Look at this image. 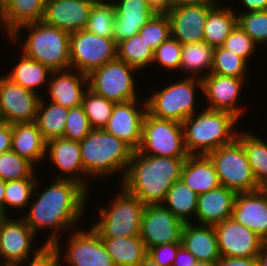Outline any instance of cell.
<instances>
[{"label":"cell","mask_w":267,"mask_h":266,"mask_svg":"<svg viewBox=\"0 0 267 266\" xmlns=\"http://www.w3.org/2000/svg\"><path fill=\"white\" fill-rule=\"evenodd\" d=\"M44 7L45 0H5L0 5V28L7 39L22 25L42 21Z\"/></svg>","instance_id":"obj_27"},{"label":"cell","mask_w":267,"mask_h":266,"mask_svg":"<svg viewBox=\"0 0 267 266\" xmlns=\"http://www.w3.org/2000/svg\"><path fill=\"white\" fill-rule=\"evenodd\" d=\"M11 150L35 167L46 159V141L36 122L12 125Z\"/></svg>","instance_id":"obj_28"},{"label":"cell","mask_w":267,"mask_h":266,"mask_svg":"<svg viewBox=\"0 0 267 266\" xmlns=\"http://www.w3.org/2000/svg\"><path fill=\"white\" fill-rule=\"evenodd\" d=\"M181 180L198 195L221 185L214 164L207 155H189L182 169Z\"/></svg>","instance_id":"obj_29"},{"label":"cell","mask_w":267,"mask_h":266,"mask_svg":"<svg viewBox=\"0 0 267 266\" xmlns=\"http://www.w3.org/2000/svg\"><path fill=\"white\" fill-rule=\"evenodd\" d=\"M51 73L48 67L21 52L18 63L16 62V66L6 76L23 88L41 96L39 88L48 86Z\"/></svg>","instance_id":"obj_32"},{"label":"cell","mask_w":267,"mask_h":266,"mask_svg":"<svg viewBox=\"0 0 267 266\" xmlns=\"http://www.w3.org/2000/svg\"><path fill=\"white\" fill-rule=\"evenodd\" d=\"M91 130L92 127L82 105L69 109L63 138L80 142Z\"/></svg>","instance_id":"obj_46"},{"label":"cell","mask_w":267,"mask_h":266,"mask_svg":"<svg viewBox=\"0 0 267 266\" xmlns=\"http://www.w3.org/2000/svg\"><path fill=\"white\" fill-rule=\"evenodd\" d=\"M5 181L0 178V211L4 215Z\"/></svg>","instance_id":"obj_56"},{"label":"cell","mask_w":267,"mask_h":266,"mask_svg":"<svg viewBox=\"0 0 267 266\" xmlns=\"http://www.w3.org/2000/svg\"><path fill=\"white\" fill-rule=\"evenodd\" d=\"M248 130L238 131L237 139L242 143L254 177L260 188L267 187V141Z\"/></svg>","instance_id":"obj_35"},{"label":"cell","mask_w":267,"mask_h":266,"mask_svg":"<svg viewBox=\"0 0 267 266\" xmlns=\"http://www.w3.org/2000/svg\"><path fill=\"white\" fill-rule=\"evenodd\" d=\"M218 4L217 0H168L167 7H182L190 5Z\"/></svg>","instance_id":"obj_54"},{"label":"cell","mask_w":267,"mask_h":266,"mask_svg":"<svg viewBox=\"0 0 267 266\" xmlns=\"http://www.w3.org/2000/svg\"><path fill=\"white\" fill-rule=\"evenodd\" d=\"M237 26V15L230 6L218 3L209 13L204 27L205 43L217 48L224 44L230 33Z\"/></svg>","instance_id":"obj_31"},{"label":"cell","mask_w":267,"mask_h":266,"mask_svg":"<svg viewBox=\"0 0 267 266\" xmlns=\"http://www.w3.org/2000/svg\"><path fill=\"white\" fill-rule=\"evenodd\" d=\"M97 0H45L42 21L73 33L85 28L92 5Z\"/></svg>","instance_id":"obj_21"},{"label":"cell","mask_w":267,"mask_h":266,"mask_svg":"<svg viewBox=\"0 0 267 266\" xmlns=\"http://www.w3.org/2000/svg\"><path fill=\"white\" fill-rule=\"evenodd\" d=\"M12 143V125L6 122L0 123V154L10 151Z\"/></svg>","instance_id":"obj_50"},{"label":"cell","mask_w":267,"mask_h":266,"mask_svg":"<svg viewBox=\"0 0 267 266\" xmlns=\"http://www.w3.org/2000/svg\"><path fill=\"white\" fill-rule=\"evenodd\" d=\"M45 100L43 96L40 98L35 122L44 140L48 142L55 138H63L69 109L51 101L46 103Z\"/></svg>","instance_id":"obj_34"},{"label":"cell","mask_w":267,"mask_h":266,"mask_svg":"<svg viewBox=\"0 0 267 266\" xmlns=\"http://www.w3.org/2000/svg\"><path fill=\"white\" fill-rule=\"evenodd\" d=\"M115 7L114 41L116 44L138 34L159 9L149 0H112Z\"/></svg>","instance_id":"obj_22"},{"label":"cell","mask_w":267,"mask_h":266,"mask_svg":"<svg viewBox=\"0 0 267 266\" xmlns=\"http://www.w3.org/2000/svg\"><path fill=\"white\" fill-rule=\"evenodd\" d=\"M138 151L147 156L188 157L182 123L155 118L146 112Z\"/></svg>","instance_id":"obj_10"},{"label":"cell","mask_w":267,"mask_h":266,"mask_svg":"<svg viewBox=\"0 0 267 266\" xmlns=\"http://www.w3.org/2000/svg\"><path fill=\"white\" fill-rule=\"evenodd\" d=\"M142 100L135 99L116 103L112 115L104 127L106 132L123 140L134 151L139 148L142 122L147 112L146 99Z\"/></svg>","instance_id":"obj_18"},{"label":"cell","mask_w":267,"mask_h":266,"mask_svg":"<svg viewBox=\"0 0 267 266\" xmlns=\"http://www.w3.org/2000/svg\"><path fill=\"white\" fill-rule=\"evenodd\" d=\"M214 229L221 257H257L265 243L252 230L239 224L233 218L214 225Z\"/></svg>","instance_id":"obj_16"},{"label":"cell","mask_w":267,"mask_h":266,"mask_svg":"<svg viewBox=\"0 0 267 266\" xmlns=\"http://www.w3.org/2000/svg\"><path fill=\"white\" fill-rule=\"evenodd\" d=\"M236 14L237 25L250 36L256 45L265 47L267 44V10Z\"/></svg>","instance_id":"obj_43"},{"label":"cell","mask_w":267,"mask_h":266,"mask_svg":"<svg viewBox=\"0 0 267 266\" xmlns=\"http://www.w3.org/2000/svg\"><path fill=\"white\" fill-rule=\"evenodd\" d=\"M181 244L197 261L218 262L221 258L214 226L185 223Z\"/></svg>","instance_id":"obj_26"},{"label":"cell","mask_w":267,"mask_h":266,"mask_svg":"<svg viewBox=\"0 0 267 266\" xmlns=\"http://www.w3.org/2000/svg\"><path fill=\"white\" fill-rule=\"evenodd\" d=\"M217 266H259V265L256 257H248V258L221 257L217 262Z\"/></svg>","instance_id":"obj_51"},{"label":"cell","mask_w":267,"mask_h":266,"mask_svg":"<svg viewBox=\"0 0 267 266\" xmlns=\"http://www.w3.org/2000/svg\"><path fill=\"white\" fill-rule=\"evenodd\" d=\"M217 4L166 7L171 37L183 44L197 43L204 39V27L208 13Z\"/></svg>","instance_id":"obj_19"},{"label":"cell","mask_w":267,"mask_h":266,"mask_svg":"<svg viewBox=\"0 0 267 266\" xmlns=\"http://www.w3.org/2000/svg\"><path fill=\"white\" fill-rule=\"evenodd\" d=\"M197 262L192 253L187 251L183 246L178 249L172 266H193Z\"/></svg>","instance_id":"obj_52"},{"label":"cell","mask_w":267,"mask_h":266,"mask_svg":"<svg viewBox=\"0 0 267 266\" xmlns=\"http://www.w3.org/2000/svg\"><path fill=\"white\" fill-rule=\"evenodd\" d=\"M117 58L114 38H104L85 29L70 33V68L84 74Z\"/></svg>","instance_id":"obj_11"},{"label":"cell","mask_w":267,"mask_h":266,"mask_svg":"<svg viewBox=\"0 0 267 266\" xmlns=\"http://www.w3.org/2000/svg\"><path fill=\"white\" fill-rule=\"evenodd\" d=\"M256 258L259 266H267V243H264Z\"/></svg>","instance_id":"obj_55"},{"label":"cell","mask_w":267,"mask_h":266,"mask_svg":"<svg viewBox=\"0 0 267 266\" xmlns=\"http://www.w3.org/2000/svg\"><path fill=\"white\" fill-rule=\"evenodd\" d=\"M198 113V114H197ZM239 119L227 111L203 107L182 122L184 145L189 155H207L236 137Z\"/></svg>","instance_id":"obj_3"},{"label":"cell","mask_w":267,"mask_h":266,"mask_svg":"<svg viewBox=\"0 0 267 266\" xmlns=\"http://www.w3.org/2000/svg\"><path fill=\"white\" fill-rule=\"evenodd\" d=\"M138 33L153 50L158 48L171 37L170 23L166 12L159 10L141 27Z\"/></svg>","instance_id":"obj_44"},{"label":"cell","mask_w":267,"mask_h":266,"mask_svg":"<svg viewBox=\"0 0 267 266\" xmlns=\"http://www.w3.org/2000/svg\"><path fill=\"white\" fill-rule=\"evenodd\" d=\"M240 3L245 6L240 13L267 10V0H240Z\"/></svg>","instance_id":"obj_53"},{"label":"cell","mask_w":267,"mask_h":266,"mask_svg":"<svg viewBox=\"0 0 267 266\" xmlns=\"http://www.w3.org/2000/svg\"><path fill=\"white\" fill-rule=\"evenodd\" d=\"M37 234L19 217L5 216L0 222V258L5 266L23 265L31 254H35L43 245L33 247ZM31 252V253H30ZM4 260V262H3Z\"/></svg>","instance_id":"obj_13"},{"label":"cell","mask_w":267,"mask_h":266,"mask_svg":"<svg viewBox=\"0 0 267 266\" xmlns=\"http://www.w3.org/2000/svg\"><path fill=\"white\" fill-rule=\"evenodd\" d=\"M61 172L55 179L72 180L81 184L88 192L87 175L84 173L79 142L55 138L46 142V159ZM89 186V187H88Z\"/></svg>","instance_id":"obj_20"},{"label":"cell","mask_w":267,"mask_h":266,"mask_svg":"<svg viewBox=\"0 0 267 266\" xmlns=\"http://www.w3.org/2000/svg\"><path fill=\"white\" fill-rule=\"evenodd\" d=\"M248 66L243 58L223 46L214 48L211 73L247 79Z\"/></svg>","instance_id":"obj_41"},{"label":"cell","mask_w":267,"mask_h":266,"mask_svg":"<svg viewBox=\"0 0 267 266\" xmlns=\"http://www.w3.org/2000/svg\"><path fill=\"white\" fill-rule=\"evenodd\" d=\"M197 200L198 194L180 179L169 189L162 205L185 224L195 219Z\"/></svg>","instance_id":"obj_36"},{"label":"cell","mask_w":267,"mask_h":266,"mask_svg":"<svg viewBox=\"0 0 267 266\" xmlns=\"http://www.w3.org/2000/svg\"><path fill=\"white\" fill-rule=\"evenodd\" d=\"M245 78H236L210 73L202 79L204 99L209 110L227 111L241 119L245 109L238 106ZM243 112V113H242Z\"/></svg>","instance_id":"obj_17"},{"label":"cell","mask_w":267,"mask_h":266,"mask_svg":"<svg viewBox=\"0 0 267 266\" xmlns=\"http://www.w3.org/2000/svg\"><path fill=\"white\" fill-rule=\"evenodd\" d=\"M222 46L243 58L247 63H249L248 60L253 57L252 55H254V51L257 49L255 42L238 25L230 33Z\"/></svg>","instance_id":"obj_47"},{"label":"cell","mask_w":267,"mask_h":266,"mask_svg":"<svg viewBox=\"0 0 267 266\" xmlns=\"http://www.w3.org/2000/svg\"><path fill=\"white\" fill-rule=\"evenodd\" d=\"M186 158L147 156L135 150L120 186L145 206L162 205L169 189L181 179Z\"/></svg>","instance_id":"obj_2"},{"label":"cell","mask_w":267,"mask_h":266,"mask_svg":"<svg viewBox=\"0 0 267 266\" xmlns=\"http://www.w3.org/2000/svg\"><path fill=\"white\" fill-rule=\"evenodd\" d=\"M136 72L135 68L116 58L87 75L88 89L115 103L140 99L134 79Z\"/></svg>","instance_id":"obj_9"},{"label":"cell","mask_w":267,"mask_h":266,"mask_svg":"<svg viewBox=\"0 0 267 266\" xmlns=\"http://www.w3.org/2000/svg\"><path fill=\"white\" fill-rule=\"evenodd\" d=\"M115 104V102L109 101L88 89L83 96L81 105L92 129H104L112 115Z\"/></svg>","instance_id":"obj_40"},{"label":"cell","mask_w":267,"mask_h":266,"mask_svg":"<svg viewBox=\"0 0 267 266\" xmlns=\"http://www.w3.org/2000/svg\"><path fill=\"white\" fill-rule=\"evenodd\" d=\"M35 166L12 150L0 154V178L4 181L37 178Z\"/></svg>","instance_id":"obj_42"},{"label":"cell","mask_w":267,"mask_h":266,"mask_svg":"<svg viewBox=\"0 0 267 266\" xmlns=\"http://www.w3.org/2000/svg\"><path fill=\"white\" fill-rule=\"evenodd\" d=\"M41 97L13 82L5 74L0 75V115L3 122L11 125L35 122Z\"/></svg>","instance_id":"obj_14"},{"label":"cell","mask_w":267,"mask_h":266,"mask_svg":"<svg viewBox=\"0 0 267 266\" xmlns=\"http://www.w3.org/2000/svg\"><path fill=\"white\" fill-rule=\"evenodd\" d=\"M232 218L267 243V191L237 193Z\"/></svg>","instance_id":"obj_23"},{"label":"cell","mask_w":267,"mask_h":266,"mask_svg":"<svg viewBox=\"0 0 267 266\" xmlns=\"http://www.w3.org/2000/svg\"><path fill=\"white\" fill-rule=\"evenodd\" d=\"M27 31L22 44L18 40L22 31ZM14 44L22 47V52L51 71L70 68V33L43 21L22 25L10 37ZM17 41V43H16Z\"/></svg>","instance_id":"obj_5"},{"label":"cell","mask_w":267,"mask_h":266,"mask_svg":"<svg viewBox=\"0 0 267 266\" xmlns=\"http://www.w3.org/2000/svg\"><path fill=\"white\" fill-rule=\"evenodd\" d=\"M101 240L115 266H139L147 256V249L140 236L101 237Z\"/></svg>","instance_id":"obj_30"},{"label":"cell","mask_w":267,"mask_h":266,"mask_svg":"<svg viewBox=\"0 0 267 266\" xmlns=\"http://www.w3.org/2000/svg\"><path fill=\"white\" fill-rule=\"evenodd\" d=\"M193 266H217V262L197 261Z\"/></svg>","instance_id":"obj_59"},{"label":"cell","mask_w":267,"mask_h":266,"mask_svg":"<svg viewBox=\"0 0 267 266\" xmlns=\"http://www.w3.org/2000/svg\"><path fill=\"white\" fill-rule=\"evenodd\" d=\"M182 44L170 37L154 50L152 65H160L167 71H174L180 68Z\"/></svg>","instance_id":"obj_45"},{"label":"cell","mask_w":267,"mask_h":266,"mask_svg":"<svg viewBox=\"0 0 267 266\" xmlns=\"http://www.w3.org/2000/svg\"><path fill=\"white\" fill-rule=\"evenodd\" d=\"M46 89L51 102L71 109L82 104L88 90V77L72 68L52 71Z\"/></svg>","instance_id":"obj_24"},{"label":"cell","mask_w":267,"mask_h":266,"mask_svg":"<svg viewBox=\"0 0 267 266\" xmlns=\"http://www.w3.org/2000/svg\"><path fill=\"white\" fill-rule=\"evenodd\" d=\"M5 216L3 215V213L0 211V222L2 221V219L4 218Z\"/></svg>","instance_id":"obj_60"},{"label":"cell","mask_w":267,"mask_h":266,"mask_svg":"<svg viewBox=\"0 0 267 266\" xmlns=\"http://www.w3.org/2000/svg\"><path fill=\"white\" fill-rule=\"evenodd\" d=\"M115 7L112 0H97L91 7L85 30L94 35L113 38Z\"/></svg>","instance_id":"obj_38"},{"label":"cell","mask_w":267,"mask_h":266,"mask_svg":"<svg viewBox=\"0 0 267 266\" xmlns=\"http://www.w3.org/2000/svg\"><path fill=\"white\" fill-rule=\"evenodd\" d=\"M106 207L100 206L99 220L90 225L100 237H131L140 235L145 205L122 187Z\"/></svg>","instance_id":"obj_7"},{"label":"cell","mask_w":267,"mask_h":266,"mask_svg":"<svg viewBox=\"0 0 267 266\" xmlns=\"http://www.w3.org/2000/svg\"><path fill=\"white\" fill-rule=\"evenodd\" d=\"M207 156L214 164L221 185L236 193L261 189L252 172L246 151L237 138L211 151Z\"/></svg>","instance_id":"obj_8"},{"label":"cell","mask_w":267,"mask_h":266,"mask_svg":"<svg viewBox=\"0 0 267 266\" xmlns=\"http://www.w3.org/2000/svg\"><path fill=\"white\" fill-rule=\"evenodd\" d=\"M184 223L163 205H146L143 211L140 238L146 249L181 243Z\"/></svg>","instance_id":"obj_15"},{"label":"cell","mask_w":267,"mask_h":266,"mask_svg":"<svg viewBox=\"0 0 267 266\" xmlns=\"http://www.w3.org/2000/svg\"><path fill=\"white\" fill-rule=\"evenodd\" d=\"M79 145L87 180L120 173L122 182L134 152L128 144L104 129H92Z\"/></svg>","instance_id":"obj_4"},{"label":"cell","mask_w":267,"mask_h":266,"mask_svg":"<svg viewBox=\"0 0 267 266\" xmlns=\"http://www.w3.org/2000/svg\"><path fill=\"white\" fill-rule=\"evenodd\" d=\"M38 179L32 195L33 200L26 209L28 211L20 217L35 234L42 229L43 231L49 229V236L43 243L54 244L61 232L76 230L75 227L84 215L86 204H88L86 202L90 196L81 184L63 179L51 180L54 182L46 186L44 191L39 192L36 191L40 184Z\"/></svg>","instance_id":"obj_1"},{"label":"cell","mask_w":267,"mask_h":266,"mask_svg":"<svg viewBox=\"0 0 267 266\" xmlns=\"http://www.w3.org/2000/svg\"><path fill=\"white\" fill-rule=\"evenodd\" d=\"M181 243L162 244L147 250V256L161 266H172Z\"/></svg>","instance_id":"obj_49"},{"label":"cell","mask_w":267,"mask_h":266,"mask_svg":"<svg viewBox=\"0 0 267 266\" xmlns=\"http://www.w3.org/2000/svg\"><path fill=\"white\" fill-rule=\"evenodd\" d=\"M196 90L203 92L202 80L188 75L182 80L164 85L163 89L152 91L146 98L147 112L155 118L182 123L198 112Z\"/></svg>","instance_id":"obj_6"},{"label":"cell","mask_w":267,"mask_h":266,"mask_svg":"<svg viewBox=\"0 0 267 266\" xmlns=\"http://www.w3.org/2000/svg\"><path fill=\"white\" fill-rule=\"evenodd\" d=\"M236 195L223 185L198 195L194 220L197 224L214 226L232 218Z\"/></svg>","instance_id":"obj_25"},{"label":"cell","mask_w":267,"mask_h":266,"mask_svg":"<svg viewBox=\"0 0 267 266\" xmlns=\"http://www.w3.org/2000/svg\"><path fill=\"white\" fill-rule=\"evenodd\" d=\"M78 227L79 224L78 230L70 232L65 252L61 251L60 238L54 243L63 259L60 261L68 264L66 266H115L99 234L92 227L88 230Z\"/></svg>","instance_id":"obj_12"},{"label":"cell","mask_w":267,"mask_h":266,"mask_svg":"<svg viewBox=\"0 0 267 266\" xmlns=\"http://www.w3.org/2000/svg\"><path fill=\"white\" fill-rule=\"evenodd\" d=\"M139 266H161V265L158 264L157 262L153 261L148 256H146Z\"/></svg>","instance_id":"obj_58"},{"label":"cell","mask_w":267,"mask_h":266,"mask_svg":"<svg viewBox=\"0 0 267 266\" xmlns=\"http://www.w3.org/2000/svg\"><path fill=\"white\" fill-rule=\"evenodd\" d=\"M153 3L159 10H164L168 5V0H149Z\"/></svg>","instance_id":"obj_57"},{"label":"cell","mask_w":267,"mask_h":266,"mask_svg":"<svg viewBox=\"0 0 267 266\" xmlns=\"http://www.w3.org/2000/svg\"><path fill=\"white\" fill-rule=\"evenodd\" d=\"M213 52L214 48L204 41L183 44L179 70L187 72L188 77L202 80L211 73Z\"/></svg>","instance_id":"obj_33"},{"label":"cell","mask_w":267,"mask_h":266,"mask_svg":"<svg viewBox=\"0 0 267 266\" xmlns=\"http://www.w3.org/2000/svg\"><path fill=\"white\" fill-rule=\"evenodd\" d=\"M154 50L138 34L117 44V58L135 68L138 73L152 66Z\"/></svg>","instance_id":"obj_37"},{"label":"cell","mask_w":267,"mask_h":266,"mask_svg":"<svg viewBox=\"0 0 267 266\" xmlns=\"http://www.w3.org/2000/svg\"><path fill=\"white\" fill-rule=\"evenodd\" d=\"M28 261L27 266H61V259L58 250L54 244H44L32 258ZM20 266V265H14Z\"/></svg>","instance_id":"obj_48"},{"label":"cell","mask_w":267,"mask_h":266,"mask_svg":"<svg viewBox=\"0 0 267 266\" xmlns=\"http://www.w3.org/2000/svg\"><path fill=\"white\" fill-rule=\"evenodd\" d=\"M36 178L5 181L4 216H9V210L27 209L36 185Z\"/></svg>","instance_id":"obj_39"}]
</instances>
